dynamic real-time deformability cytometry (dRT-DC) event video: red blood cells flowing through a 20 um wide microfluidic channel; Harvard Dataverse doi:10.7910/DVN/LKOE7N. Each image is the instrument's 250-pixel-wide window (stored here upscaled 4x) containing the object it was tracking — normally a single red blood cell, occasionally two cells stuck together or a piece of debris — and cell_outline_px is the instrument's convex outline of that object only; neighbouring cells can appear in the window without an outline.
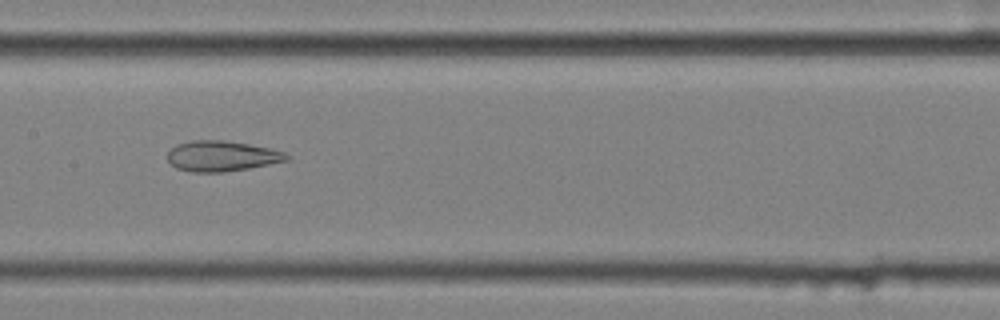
{"species": "common noctule bat (a hibernating species)", "species_latin": "Nyctalus noctula", "temperature_condition": "cold", "stored_images_in_passage": 58, "camera_frame_rate_fps": 3000, "um_per_image_px": 0.085, "animal": {"sex": "female", "body_mass_g": 25.1}, "frame": {"image": 1, "passage_image": 30, "time_ms": 9.667, "image_size_px": [1000, 320], "cell_outline_px": [[292, 156], [288, 160], [248, 168], [224, 172], [192, 172], [176, 168], [168, 160], [168, 152], [176, 144], [192, 140], [220, 140], [248, 144], [272, 148], [284, 152]], "centroid_in_image_um": [18.86, 13.26], "position_along_channel_um": 188.5, "area_um2": 21.1}}
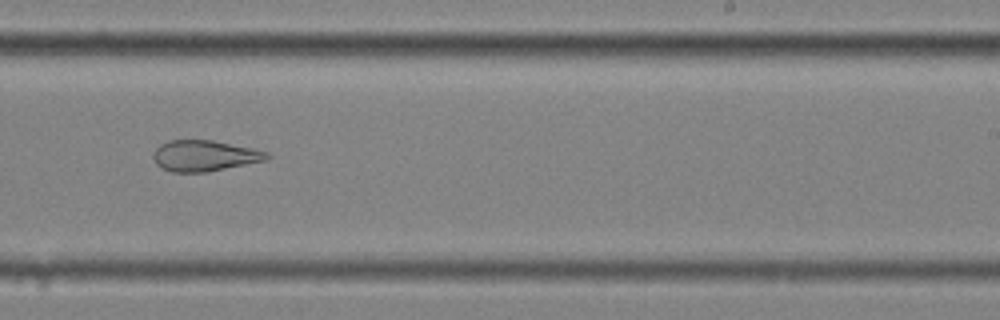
{"frame": {"image": 2, "passage_image": 37, "time_ms": 12.0, "image_size_px": [1000, 320], "cell_outline_px": [[272, 156], [268, 160], [204, 172], [172, 172], [160, 168], [156, 164], [152, 156], [156, 148], [160, 144], [168, 140], [212, 140], [252, 148], [268, 152]], "centroid_in_image_um": [17.37, 13.23], "position_along_channel_um": 271.6, "area_um2": 20.52}}
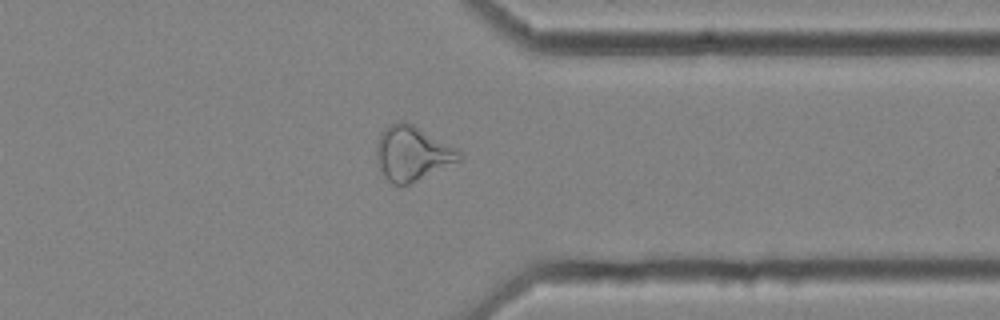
{"frame": {"image": 3, "passage_image": 46, "time_ms": 15.0, "image_size_px": [1000, 320], "cell_outline_px": [[460, 160], [408, 184], [392, 184], [384, 176], [380, 168], [376, 156], [376, 144], [380, 132], [388, 124], [396, 120], [404, 120], [412, 124], [456, 148], [460, 152]], "centroid_in_image_um": [34.98, 13.0], "position_along_channel_um": 376.4, "area_um2": 25.95}, "authors_computed_cell_mechanics": {"area_um2": 28.2642, "velocity_mm_per_s": 3.5672, "shape_relaxation_time_tau1_ms": null, "shape_relaxation_time_tau2_ms": 2.9694, "deformation_change_tau1": null, "deformation_change_tau2": 0.1242}}